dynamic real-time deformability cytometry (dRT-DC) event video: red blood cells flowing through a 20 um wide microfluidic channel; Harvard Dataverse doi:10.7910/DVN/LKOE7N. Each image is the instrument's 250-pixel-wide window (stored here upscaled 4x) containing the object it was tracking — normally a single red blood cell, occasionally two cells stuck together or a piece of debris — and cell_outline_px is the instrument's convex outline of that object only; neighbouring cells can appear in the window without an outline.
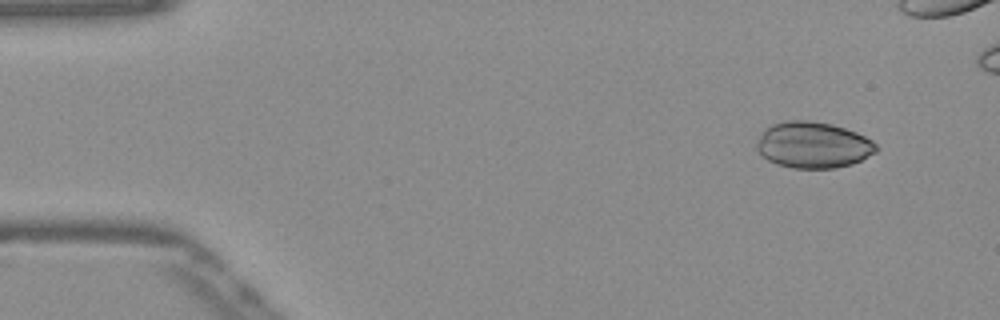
{"species": "Egyptian fruit bat (a non-hibernating species)", "species_latin": "Rousettus aegyptiacus", "temperature_condition": "warm", "stored_images_in_passage": 16, "camera_frame_rate_fps": 3000, "um_per_image_px": 0.085, "frame": {"image": 1, "passage_image": 5, "time_ms": 1.333, "image_size_px": [1000, 320], "cell_outline_px": [[880, 148], [876, 152], [852, 164], [836, 168], [792, 168], [776, 164], [760, 156], [756, 148], [756, 144], [760, 132], [764, 128], [772, 124], [788, 120], [808, 120], [832, 124], [856, 132], [872, 140]], "centroid_in_image_um": [69.08, 12.32], "position_along_channel_um": 15.9, "area_um2": 32.54}}